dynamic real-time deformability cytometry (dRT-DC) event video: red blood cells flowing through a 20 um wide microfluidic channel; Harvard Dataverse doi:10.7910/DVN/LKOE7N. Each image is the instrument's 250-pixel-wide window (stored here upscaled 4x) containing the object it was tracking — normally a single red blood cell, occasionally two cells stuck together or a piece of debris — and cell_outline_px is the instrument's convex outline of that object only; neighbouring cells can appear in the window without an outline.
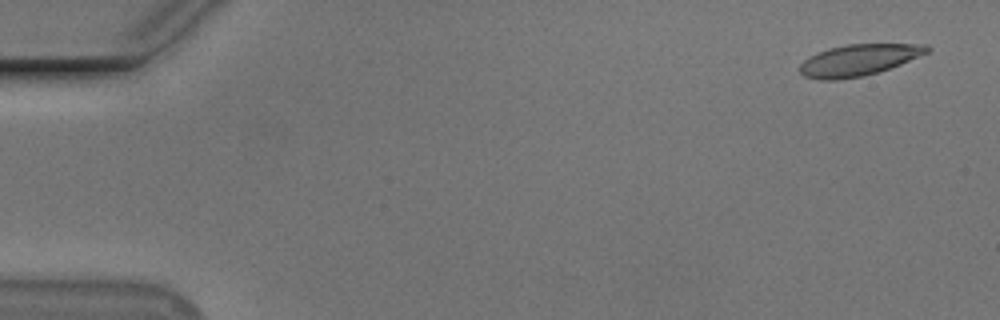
{"species": "Egyptian fruit bat (a non-hibernating species)", "species_latin": "Rousettus aegyptiacus", "temperature_condition": "cold", "stored_images_in_passage": 55, "camera_frame_rate_fps": 3000, "um_per_image_px": 0.085, "animal": {"sex": "male"}, "frame": {"image": 1, "passage_image": 2, "time_ms": 0.333, "image_size_px": [1000, 320], "cell_outline_px": [[932, 48], [928, 52], [900, 64], [876, 72], [860, 76], [836, 80], [820, 80], [804, 76], [800, 72], [800, 64], [808, 56], [816, 52], [828, 48], [848, 44], [928, 44]], "centroid_in_image_um": [72.95, 5.09], "position_along_channel_um": 12.0, "area_um2": 23.12}}
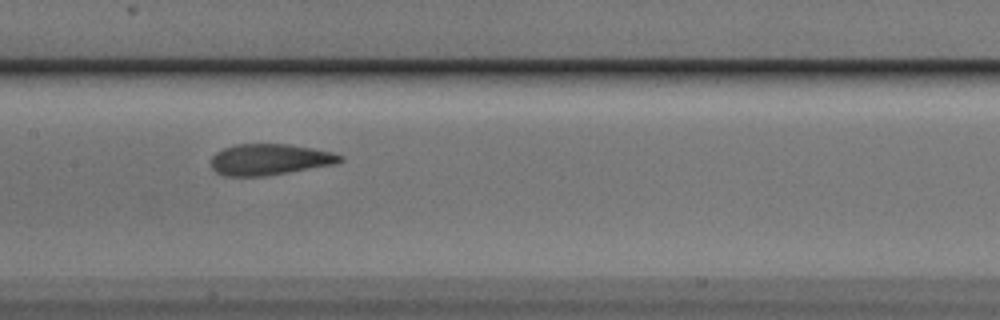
{"frame": {"image": 2, "passage_image": 27, "time_ms": 8.667, "image_size_px": [1000, 320], "cell_outline_px": [[344, 160], [336, 164], [264, 176], [224, 176], [216, 172], [212, 168], [212, 156], [216, 152], [224, 148], [236, 144], [288, 144], [312, 148], [332, 152], [344, 156]], "centroid_in_image_um": [22.93, 13.55], "position_along_channel_um": 184.5, "area_um2": 23.41}}
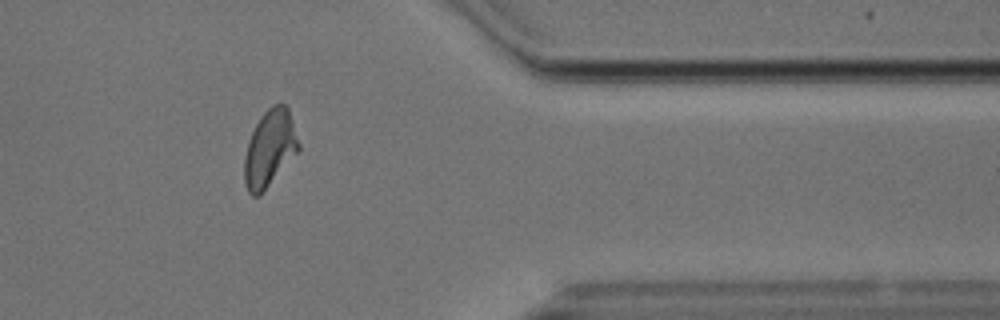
{"frame": {"image": 3, "passage_image": 45, "time_ms": 14.667, "image_size_px": [1000, 320], "cell_outline_px": [[300, 152], [260, 196], [252, 196], [248, 192], [244, 184], [244, 156], [248, 140], [256, 124], [264, 112], [272, 104], [284, 104], [288, 108], [300, 144]], "centroid_in_image_um": [22.93, 12.67], "position_along_channel_um": 388.5, "area_um2": 24.68}, "authors_computed_cell_mechanics": {"area_um2": 23.698, "velocity_mm_per_s": 3.6863, "shape_relaxation_time_tau1_ms": 4.3059, "shape_relaxation_time_tau2_ms": 1.2453, "deformation_change_tau1": 0.1673, "deformation_change_tau2": 0.0847}}